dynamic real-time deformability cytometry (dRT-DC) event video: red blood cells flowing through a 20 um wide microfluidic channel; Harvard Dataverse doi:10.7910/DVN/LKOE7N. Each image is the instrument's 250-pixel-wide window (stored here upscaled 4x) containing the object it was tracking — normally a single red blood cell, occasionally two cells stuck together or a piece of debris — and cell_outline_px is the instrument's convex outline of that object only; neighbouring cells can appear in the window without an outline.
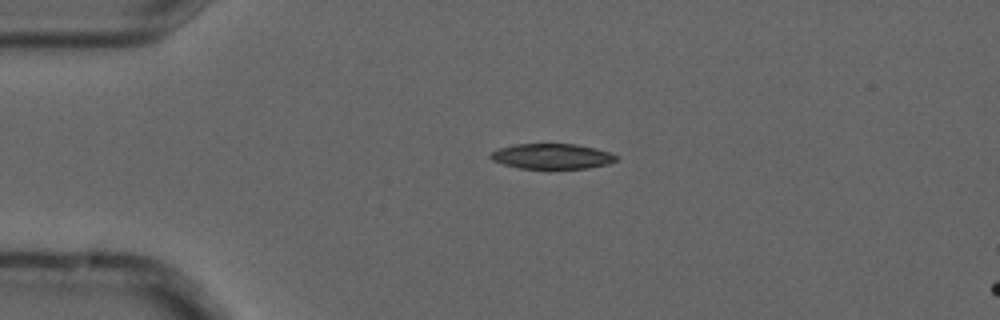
{"species": "common noctule bat (a hibernating species)", "species_latin": "Nyctalus noctula", "temperature_condition": "cold", "stored_images_in_passage": 2, "camera_frame_rate_fps": 3000, "um_per_image_px": 0.085, "animal": {"sex": "male", "forearm_length_mm": 52.5}, "frame": {"image": 1, "passage_image": 1, "time_ms": 0.0, "image_size_px": [1000, 320], "cell_outline_px": [[616, 160], [608, 164], [588, 168], [520, 168], [504, 164], [492, 160], [488, 156], [492, 152], [500, 148], [512, 144], [576, 144], [596, 148], [608, 152], [616, 156]], "centroid_in_image_um": [46.9, 13.28], "position_along_channel_um": 38.1, "area_um2": 18.32}}